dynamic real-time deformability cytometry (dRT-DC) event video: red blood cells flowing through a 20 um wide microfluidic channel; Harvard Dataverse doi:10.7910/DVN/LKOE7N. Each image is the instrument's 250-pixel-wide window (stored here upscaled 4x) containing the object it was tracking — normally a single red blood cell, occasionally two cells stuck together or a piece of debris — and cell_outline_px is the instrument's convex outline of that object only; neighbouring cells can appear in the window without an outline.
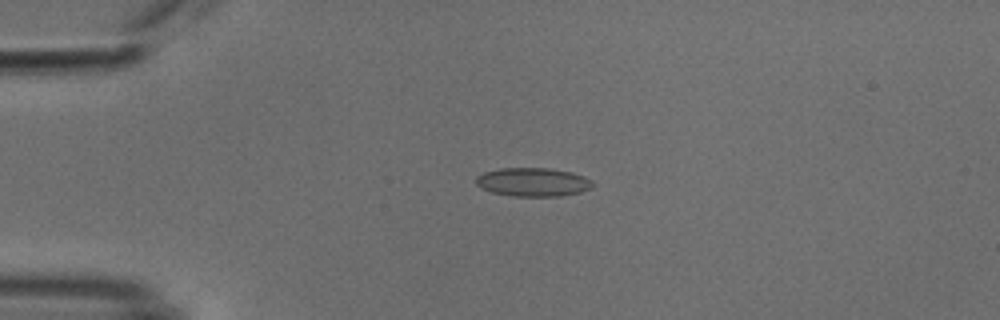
{"species": "common noctule bat (a hibernating species)", "species_latin": "Nyctalus noctula", "temperature_condition": "cold", "stored_images_in_passage": 16, "camera_frame_rate_fps": 3000, "um_per_image_px": 0.085, "animal": {"sex": "male", "body_mass_g": 18.8}, "frame": {"image": 1, "passage_image": 13, "time_ms": 4.0, "image_size_px": [1000, 320], "cell_outline_px": [[592, 188], [580, 192], [560, 196], [512, 196], [492, 192], [480, 188], [476, 184], [476, 176], [484, 172], [500, 168], [548, 168], [572, 172], [584, 176], [592, 180]], "centroid_in_image_um": [45.29, 15.47], "position_along_channel_um": 39.7, "area_um2": 19.54}}